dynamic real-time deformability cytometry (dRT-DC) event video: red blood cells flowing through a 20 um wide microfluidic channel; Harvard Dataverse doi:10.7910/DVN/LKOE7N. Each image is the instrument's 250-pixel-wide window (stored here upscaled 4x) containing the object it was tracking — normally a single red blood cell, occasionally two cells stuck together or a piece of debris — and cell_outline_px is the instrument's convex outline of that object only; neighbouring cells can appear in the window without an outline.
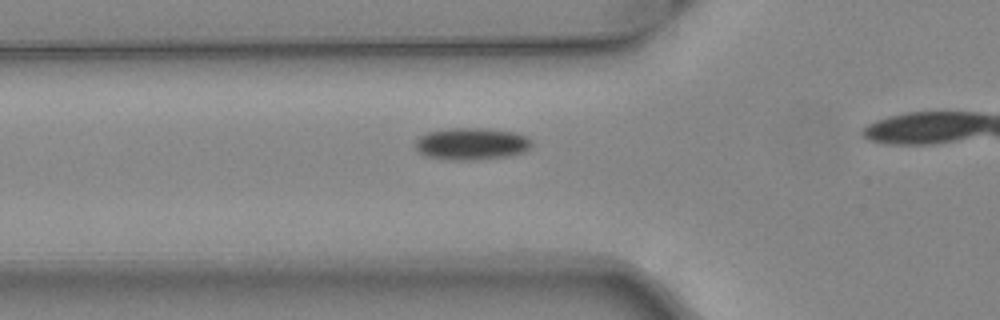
{"species": "common noctule bat (a hibernating species)", "species_latin": "Nyctalus noctula", "temperature_condition": "warm", "stored_images_in_passage": 26, "camera_frame_rate_fps": 3000, "um_per_image_px": 0.085, "animal": {"sex": "female", "body_mass_g": 24.6, "forearm_length_mm": 56.2}, "frame": {"image": 1, "passage_image": 3, "time_ms": 0.667, "image_size_px": [1000, 320], "cell_outline_px": [[532, 144], [524, 152], [508, 156], [476, 160], [448, 160], [428, 156], [420, 152], [416, 148], [416, 140], [420, 136], [428, 132], [452, 128], [484, 128], [516, 132], [528, 136], [532, 140]], "centroid_in_image_um": [40.12, 12.22], "position_along_channel_um": 85.7, "area_um2": 21.79}}
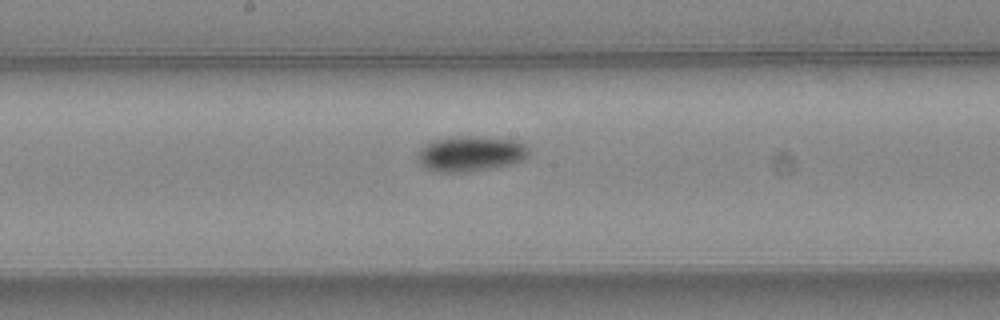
{"frame": {"image": 2, "passage_image": 12, "time_ms": 3.667, "image_size_px": [1000, 320], "cell_outline_px": [[528, 156], [524, 160], [512, 164], [492, 168], [468, 172], [432, 172], [424, 168], [420, 164], [416, 156], [428, 144], [436, 140], [464, 136], [472, 136], [516, 140], [524, 144], [528, 148]], "centroid_in_image_um": [40.03, 13.09], "position_along_channel_um": 208.2, "area_um2": 22.77}}
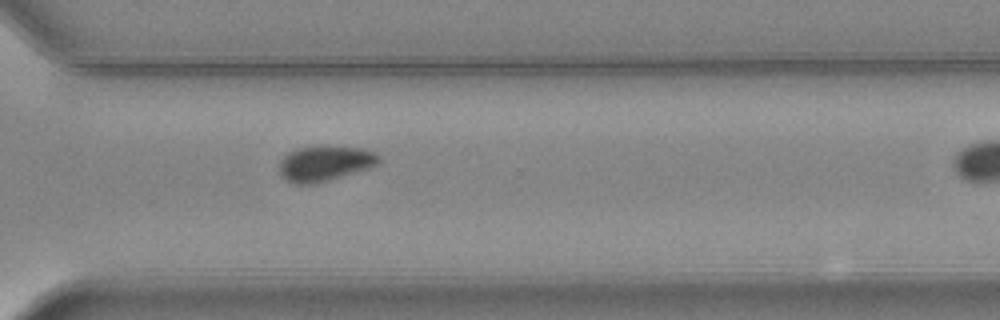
{"frame": {"image": 3, "passage_image": 22, "time_ms": 7.0, "image_size_px": [1000, 320], "cell_outline_px": [[380, 164], [368, 168], [316, 184], [292, 184], [284, 180], [280, 176], [280, 160], [288, 152], [296, 148], [360, 148], [376, 152], [380, 156]], "centroid_in_image_um": [27.59, 13.93], "position_along_channel_um": 343.0, "area_um2": 20.17}}